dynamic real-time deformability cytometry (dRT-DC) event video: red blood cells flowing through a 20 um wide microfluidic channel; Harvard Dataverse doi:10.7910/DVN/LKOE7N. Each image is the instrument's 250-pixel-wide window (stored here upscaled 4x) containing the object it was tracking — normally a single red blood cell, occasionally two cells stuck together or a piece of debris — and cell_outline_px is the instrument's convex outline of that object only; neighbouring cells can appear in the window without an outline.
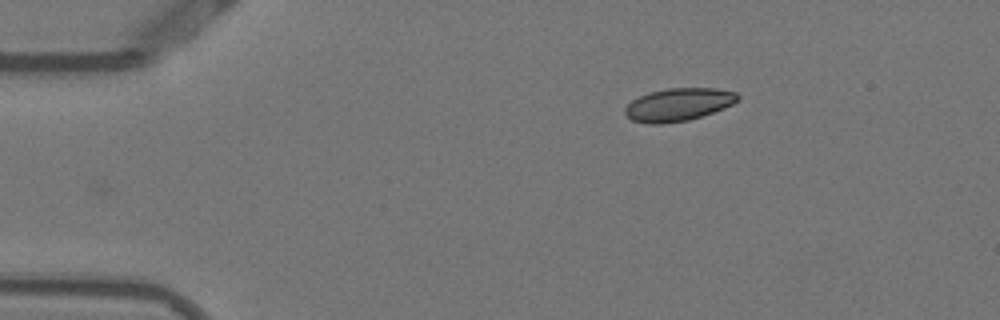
{"species": "Egyptian fruit bat (a non-hibernating species)", "species_latin": "Rousettus aegyptiacus", "temperature_condition": "warm", "stored_images_in_passage": 45, "camera_frame_rate_fps": 3000, "um_per_image_px": 0.085, "animal": {"sex": "female"}, "frame": {"image": 1, "passage_image": 1, "time_ms": 0.0, "image_size_px": [1000, 320], "cell_outline_px": [[740, 100], [724, 108], [688, 120], [660, 124], [648, 124], [632, 120], [624, 112], [624, 108], [632, 100], [640, 96], [652, 92], [668, 88], [716, 88], [736, 92], [740, 96]], "centroid_in_image_um": [57.68, 8.88], "position_along_channel_um": 27.3, "area_um2": 21.44}}
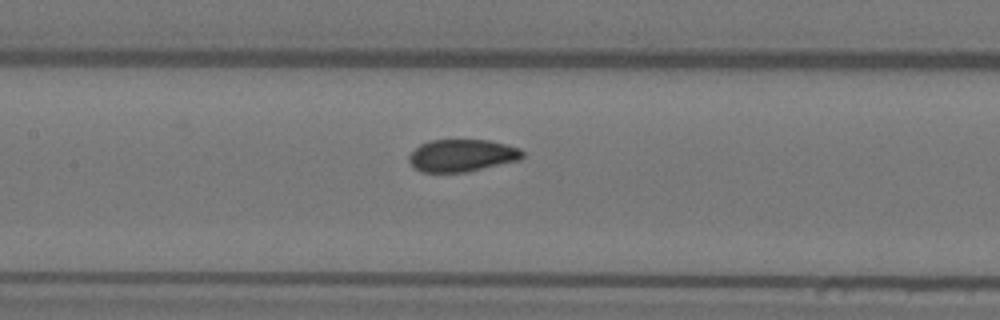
{"frame": {"image": 2, "passage_image": 17, "time_ms": 5.333, "image_size_px": [1000, 320], "cell_outline_px": [[524, 156], [520, 160], [468, 172], [424, 172], [416, 168], [408, 160], [408, 156], [420, 144], [432, 140], [488, 140], [520, 148], [524, 152]], "centroid_in_image_um": [39.3, 13.22], "position_along_channel_um": 168.1, "area_um2": 21.33}}
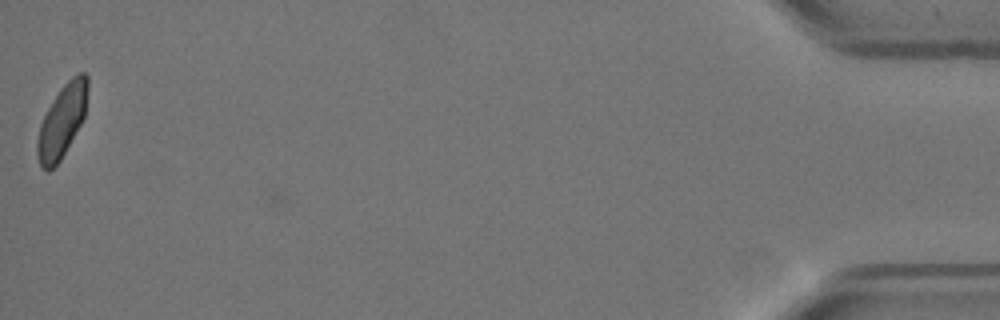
{"frame": {"image": 3, "passage_image": 45, "time_ms": 14.667, "image_size_px": [1000, 320], "cell_outline_px": [[88, 88], [84, 116], [80, 124], [60, 160], [48, 172], [40, 164], [36, 156], [36, 140], [40, 124], [48, 108], [60, 88], [72, 76], [80, 72], [84, 72], [88, 76]], "centroid_in_image_um": [5.26, 10.27], "position_along_channel_um": 429.9, "area_um2": 21.04}, "authors_computed_cell_mechanics": {"area_um2": 22.0796, "velocity_mm_per_s": 3.8301, "shape_relaxation_time_tau1_ms": 8.2348, "shape_relaxation_time_tau2_ms": null, "deformation_change_tau1": 0.1492, "deformation_change_tau2": null}}